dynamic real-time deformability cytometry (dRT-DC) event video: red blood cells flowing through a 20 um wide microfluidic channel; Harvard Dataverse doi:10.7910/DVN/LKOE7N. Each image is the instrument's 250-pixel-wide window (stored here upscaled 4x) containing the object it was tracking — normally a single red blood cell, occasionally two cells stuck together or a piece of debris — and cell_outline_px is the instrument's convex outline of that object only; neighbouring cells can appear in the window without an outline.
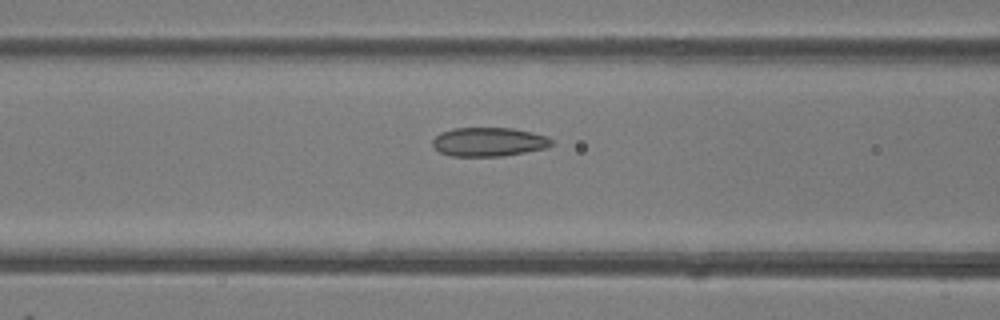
{"species": "common noctule bat (a hibernating species)", "species_latin": "Nyctalus noctula", "temperature_condition": "room temperature", "stored_images_in_passage": 45, "camera_frame_rate_fps": 3000, "um_per_image_px": 0.085, "animal": {"sex": "female"}, "frame": {"image": 1, "passage_image": 21, "time_ms": 6.667, "image_size_px": [1000, 320], "cell_outline_px": [[552, 144], [544, 148], [504, 156], [452, 156], [440, 152], [432, 144], [432, 140], [440, 132], [452, 128], [512, 128], [532, 132], [548, 136], [552, 140]], "centroid_in_image_um": [41.53, 12.05], "position_along_channel_um": 125.1, "area_um2": 20.0}}
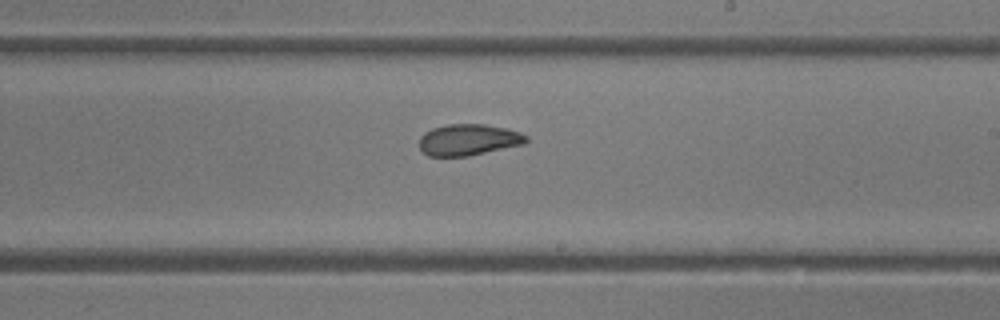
{"frame": {"image": 2, "passage_image": 30, "time_ms": 9.667, "image_size_px": [1000, 320], "cell_outline_px": [[528, 140], [524, 144], [468, 156], [428, 156], [420, 148], [420, 136], [424, 132], [432, 128], [448, 124], [484, 124], [504, 128], [520, 132], [528, 136]], "centroid_in_image_um": [39.82, 11.88], "position_along_channel_um": 249.2, "area_um2": 19.48}}
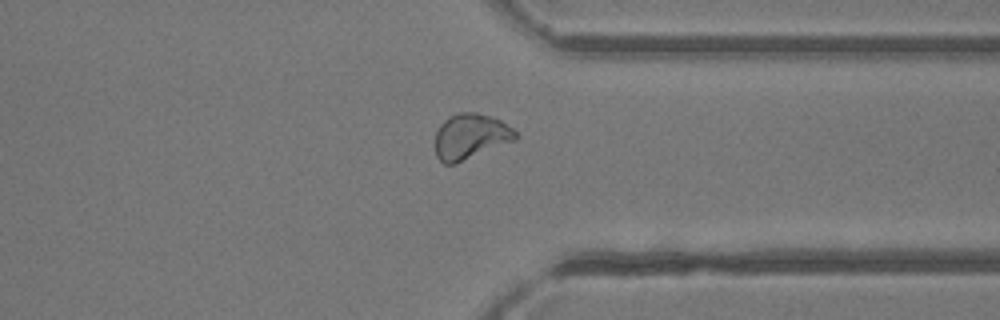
{"frame": {"image": 3, "passage_image": 39, "time_ms": 12.667, "image_size_px": [1000, 320], "cell_outline_px": [[516, 140], [456, 164], [444, 164], [436, 156], [436, 132], [440, 124], [448, 116], [460, 112], [476, 112], [500, 120], [512, 128], [516, 132]], "centroid_in_image_um": [39.98, 11.61], "position_along_channel_um": 371.4, "area_um2": 21.27}}